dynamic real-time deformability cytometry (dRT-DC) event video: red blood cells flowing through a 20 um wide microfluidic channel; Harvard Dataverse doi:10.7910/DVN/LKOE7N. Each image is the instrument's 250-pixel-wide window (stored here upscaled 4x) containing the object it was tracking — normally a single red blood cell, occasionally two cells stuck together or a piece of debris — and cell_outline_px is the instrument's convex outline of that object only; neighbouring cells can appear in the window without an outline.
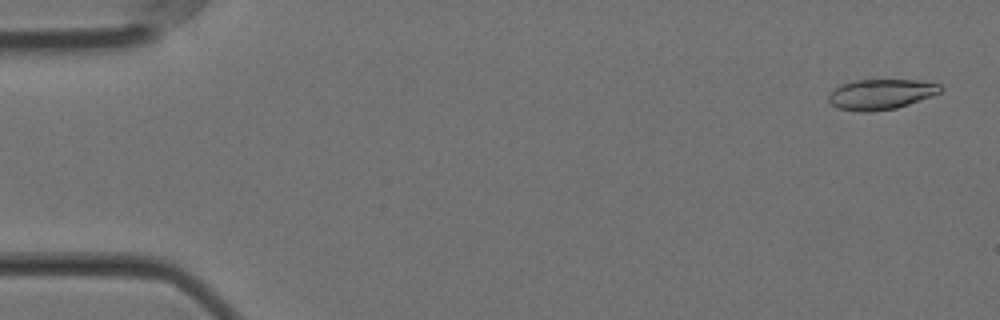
{"species": "Egyptian fruit bat (a non-hibernating species)", "species_latin": "Rousettus aegyptiacus", "temperature_condition": "cold", "stored_images_in_passage": 56, "camera_frame_rate_fps": 3000, "um_per_image_px": 0.085, "animal": {"sex": "female"}, "frame": {"image": 1, "passage_image": 2, "time_ms": 0.333, "image_size_px": [1000, 320], "cell_outline_px": [[944, 88], [940, 92], [932, 96], [896, 108], [868, 112], [860, 112], [836, 108], [828, 100], [828, 96], [832, 88], [840, 84], [856, 80], [916, 80], [940, 84]], "centroid_in_image_um": [74.84, 8.01], "position_along_channel_um": 10.2, "area_um2": 19.88}}
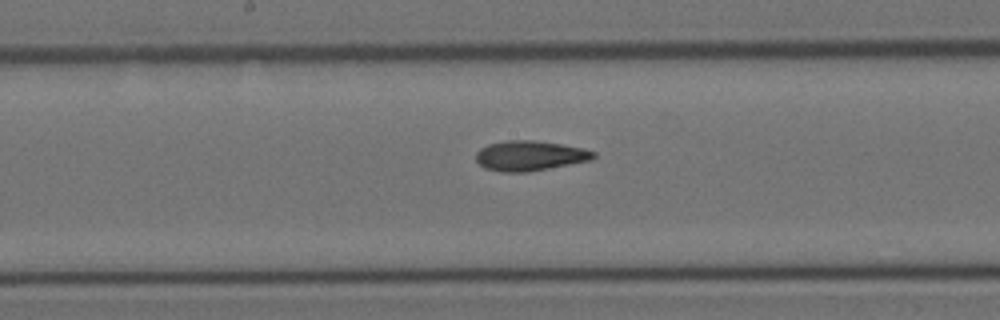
{"frame": {"image": 2, "passage_image": 29, "time_ms": 9.333, "image_size_px": [1000, 320], "cell_outline_px": [[596, 156], [592, 160], [528, 172], [504, 172], [484, 168], [476, 160], [476, 152], [480, 148], [488, 144], [504, 140], [532, 140], [560, 144], [584, 148], [596, 152]], "centroid_in_image_um": [45.03, 13.23], "position_along_channel_um": 203.2, "area_um2": 20.63}}
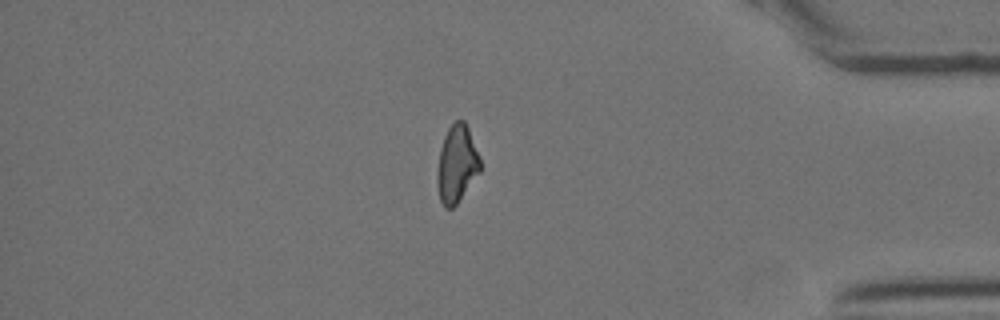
{"frame": {"image": 3, "passage_image": 48, "time_ms": 15.667, "image_size_px": [1000, 320], "cell_outline_px": [[480, 172], [456, 204], [452, 208], [444, 208], [440, 200], [436, 180], [436, 176], [440, 148], [444, 136], [448, 128], [456, 120], [464, 120], [468, 128], [480, 156]], "centroid_in_image_um": [38.81, 13.94], "position_along_channel_um": 396.4, "area_um2": 19.36}, "authors_computed_cell_mechanics": {"area_um2": 20.1433, "velocity_mm_per_s": 3.5569, "shape_relaxation_time_tau1_ms": null, "shape_relaxation_time_tau2_ms": 3.4924, "deformation_change_tau1": null, "deformation_change_tau2": 0.1102}}